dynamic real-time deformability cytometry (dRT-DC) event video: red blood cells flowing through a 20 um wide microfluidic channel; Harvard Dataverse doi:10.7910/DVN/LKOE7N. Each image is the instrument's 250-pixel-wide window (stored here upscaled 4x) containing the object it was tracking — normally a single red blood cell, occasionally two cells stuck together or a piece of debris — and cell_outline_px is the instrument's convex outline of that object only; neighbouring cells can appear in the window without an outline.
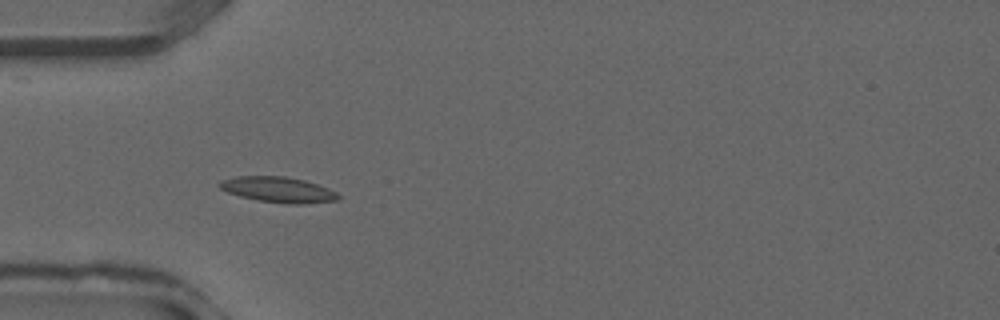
{"species": "common noctule bat (a hibernating species)", "species_latin": "Nyctalus noctula", "temperature_condition": "warm", "stored_images_in_passage": 37, "camera_frame_rate_fps": 3000, "um_per_image_px": 0.085, "animal": {"sex": "male", "forearm_length_mm": 52.5}, "frame": {"image": 1, "passage_image": 11, "time_ms": 3.333, "image_size_px": [1000, 320], "cell_outline_px": [[340, 200], [304, 204], [288, 204], [256, 200], [240, 196], [228, 192], [220, 188], [216, 184], [220, 180], [236, 176], [284, 176], [304, 180], [328, 188], [336, 192], [340, 196]], "centroid_in_image_um": [23.63, 16.12], "position_along_channel_um": 61.4, "area_um2": 17.8}}
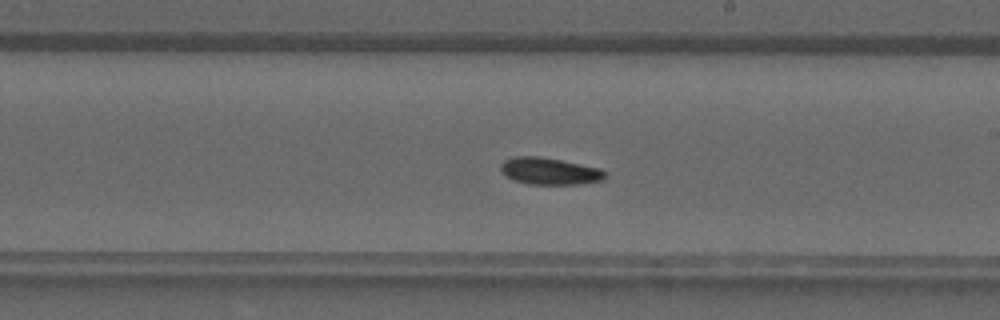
{"frame": {"image": 2, "passage_image": 21, "time_ms": 6.667, "image_size_px": [1000, 320], "cell_outline_px": [[608, 176], [604, 180], [576, 184], [528, 184], [516, 180], [508, 176], [500, 168], [500, 164], [504, 160], [516, 156], [540, 156], [600, 168], [608, 172]], "centroid_in_image_um": [46.77, 14.54], "position_along_channel_um": 242.2, "area_um2": 16.3}}
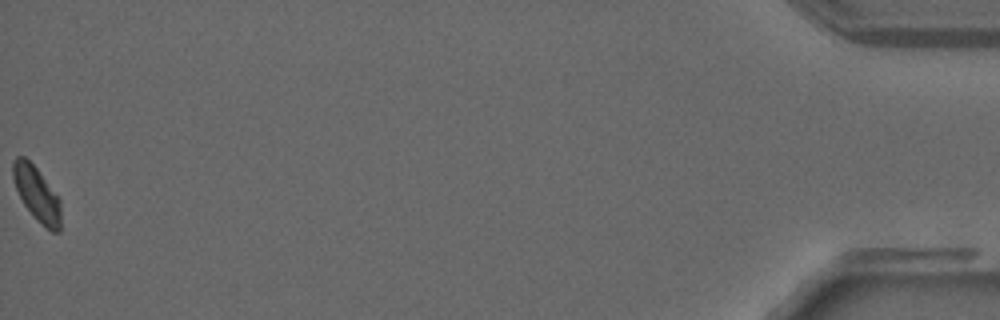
{"frame": {"image": 3, "passage_image": 37, "time_ms": 12.0, "image_size_px": [1000, 320], "cell_outline_px": [[60, 232], [52, 232], [36, 220], [24, 204], [16, 188], [12, 176], [12, 160], [16, 156], [24, 156], [36, 168], [60, 200]], "centroid_in_image_um": [3.11, 16.48], "position_along_channel_um": 432.1, "area_um2": 14.97}}